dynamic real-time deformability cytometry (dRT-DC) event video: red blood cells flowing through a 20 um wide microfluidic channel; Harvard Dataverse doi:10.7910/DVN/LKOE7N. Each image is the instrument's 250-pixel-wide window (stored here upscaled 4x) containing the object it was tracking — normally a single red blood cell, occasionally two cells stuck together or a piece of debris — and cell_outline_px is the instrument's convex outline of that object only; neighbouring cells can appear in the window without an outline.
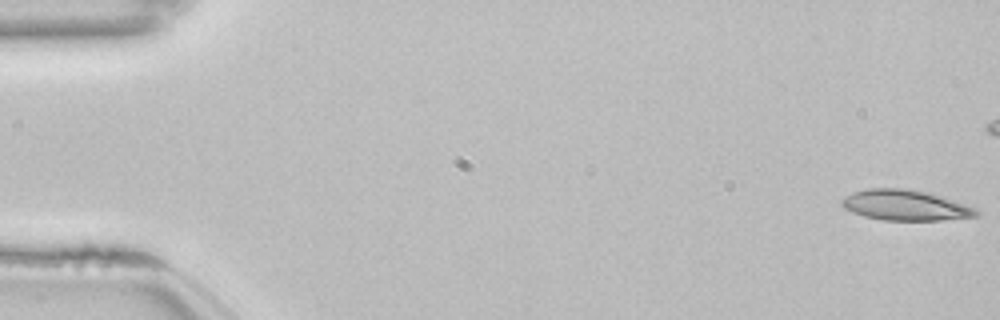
{"species": "common noctule bat (a hibernating species)", "species_latin": "Nyctalus noctula", "temperature_condition": "room temperature", "stored_images_in_passage": 47, "camera_frame_rate_fps": 3000, "um_per_image_px": 0.085, "animal": {"sex": "female", "body_mass_g": 22.7, "forearm_length_mm": 54.2}, "frame": {"image": 1, "passage_image": 1, "time_ms": 0.0, "image_size_px": [1000, 320], "cell_outline_px": [[980, 216], [940, 220], [884, 220], [864, 216], [852, 212], [844, 208], [840, 204], [840, 200], [844, 196], [852, 192], [864, 188], [904, 188], [924, 192], [940, 196], [976, 208], [980, 212]], "centroid_in_image_um": [76.91, 17.44], "position_along_channel_um": 8.1, "area_um2": 23.93}}
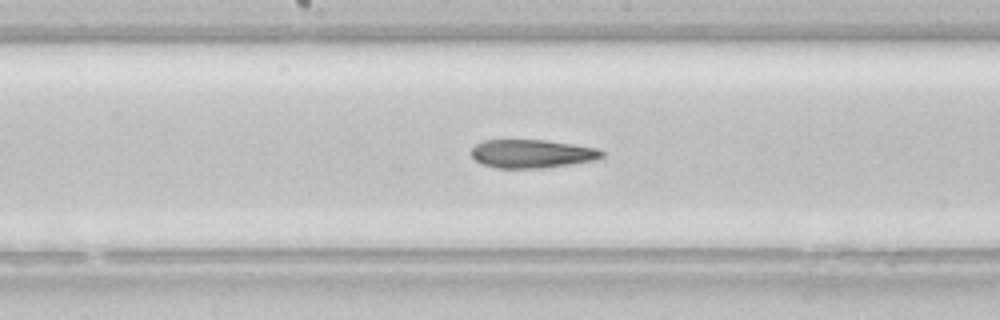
{"frame": {"image": 2, "passage_image": 28, "time_ms": 9.0, "image_size_px": [1000, 320], "cell_outline_px": [[604, 156], [596, 160], [544, 168], [496, 168], [484, 164], [476, 160], [472, 156], [472, 148], [476, 144], [484, 140], [544, 140], [572, 144], [596, 148], [604, 152]], "centroid_in_image_um": [45.23, 13.07], "position_along_channel_um": 203.0, "area_um2": 21.5}}
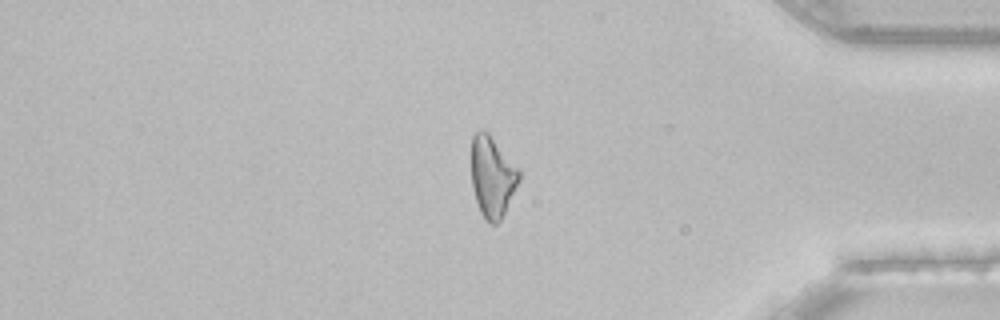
{"frame": {"image": 3, "passage_image": 45, "time_ms": 14.667, "image_size_px": [1000, 320], "cell_outline_px": [[520, 180], [500, 220], [496, 224], [492, 224], [480, 212], [472, 188], [472, 136], [476, 132], [488, 132], [520, 172]], "centroid_in_image_um": [41.83, 15.03], "position_along_channel_um": 393.4, "area_um2": 21.79}, "authors_computed_cell_mechanics": {"area_um2": 22.542, "velocity_mm_per_s": 3.8464, "shape_relaxation_time_tau1_ms": null, "shape_relaxation_time_tau2_ms": 4.4733, "deformation_change_tau1": null, "deformation_change_tau2": 0.1588}}